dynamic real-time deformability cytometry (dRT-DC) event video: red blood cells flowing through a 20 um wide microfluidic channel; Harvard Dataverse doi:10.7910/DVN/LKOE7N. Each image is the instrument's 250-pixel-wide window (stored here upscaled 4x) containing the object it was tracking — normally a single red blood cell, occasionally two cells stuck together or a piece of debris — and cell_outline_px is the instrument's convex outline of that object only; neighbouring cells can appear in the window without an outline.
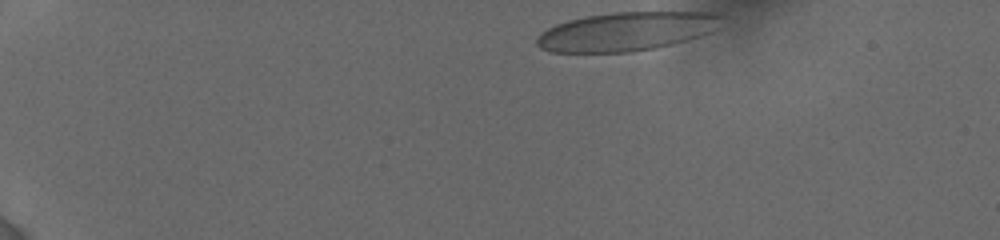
{"species": "human", "species_latin": "Homo sapiens", "temperature_condition": "cold", "stored_images_in_passage": 13, "camera_frame_rate_fps": 3000, "um_per_image_px": 0.085, "donor": {"sex": "female"}, "frame": {"image": 1, "passage_image": 1, "time_ms": 0.0, "image_size_px": [1000, 240], "cell_outline_px": [[720, 16], [708, 32], [672, 44], [656, 48], [628, 52], [552, 52], [540, 48], [536, 44], [536, 36], [540, 32], [556, 24], [568, 20], [584, 16], [612, 12], [712, 12]], "centroid_in_image_um": [53.08, 2.67], "position_along_channel_um": 31.9, "area_um2": 41.1}}